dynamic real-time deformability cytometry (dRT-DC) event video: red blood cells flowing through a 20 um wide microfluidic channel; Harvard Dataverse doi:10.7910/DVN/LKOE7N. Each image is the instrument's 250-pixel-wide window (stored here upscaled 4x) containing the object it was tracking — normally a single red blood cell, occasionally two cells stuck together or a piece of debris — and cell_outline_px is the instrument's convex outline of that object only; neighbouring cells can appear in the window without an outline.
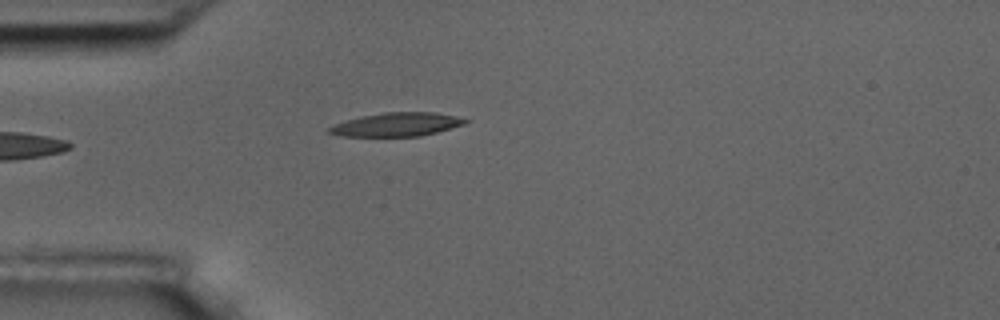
{"species": "common noctule bat (a hibernating species)", "species_latin": "Nyctalus noctula", "temperature_condition": "room temperature", "stored_images_in_passage": 6, "camera_frame_rate_fps": 3000, "um_per_image_px": 0.085, "animal": {"sex": "male", "body_mass_g": 17.5, "forearm_length_mm": 52.3}, "frame": {"image": 1, "passage_image": 5, "time_ms": 5.667, "image_size_px": [1000, 320], "cell_outline_px": [[468, 120], [464, 124], [436, 132], [420, 136], [340, 136], [328, 132], [328, 128], [332, 124], [360, 116], [384, 112], [432, 112], [452, 116]], "centroid_in_image_um": [33.63, 10.58], "position_along_channel_um": 51.4, "area_um2": 18.5}}